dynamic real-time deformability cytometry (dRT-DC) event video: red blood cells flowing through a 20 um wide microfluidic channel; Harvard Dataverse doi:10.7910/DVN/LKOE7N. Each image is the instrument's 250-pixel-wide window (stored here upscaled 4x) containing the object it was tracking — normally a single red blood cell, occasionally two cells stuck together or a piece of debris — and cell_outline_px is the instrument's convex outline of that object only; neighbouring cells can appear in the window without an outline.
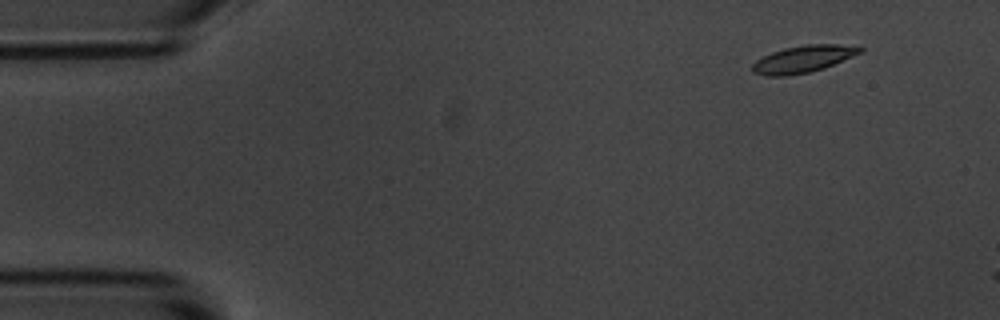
{"species": "common noctule bat (a hibernating species)", "species_latin": "Nyctalus noctula", "temperature_condition": "room temperature", "stored_images_in_passage": 3, "camera_frame_rate_fps": 3000, "um_per_image_px": 0.085, "animal": {"sex": "male", "body_mass_g": 20.1, "forearm_length_mm": 53.5}, "frame": {"image": 1, "passage_image": 1, "time_ms": 0.0, "image_size_px": [1000, 320], "cell_outline_px": [[864, 52], [824, 68], [808, 72], [788, 76], [768, 76], [752, 72], [752, 64], [756, 60], [772, 52], [784, 48], [808, 44], [860, 44], [864, 48]], "centroid_in_image_um": [68.36, 5.0], "position_along_channel_um": 16.6, "area_um2": 17.22}}